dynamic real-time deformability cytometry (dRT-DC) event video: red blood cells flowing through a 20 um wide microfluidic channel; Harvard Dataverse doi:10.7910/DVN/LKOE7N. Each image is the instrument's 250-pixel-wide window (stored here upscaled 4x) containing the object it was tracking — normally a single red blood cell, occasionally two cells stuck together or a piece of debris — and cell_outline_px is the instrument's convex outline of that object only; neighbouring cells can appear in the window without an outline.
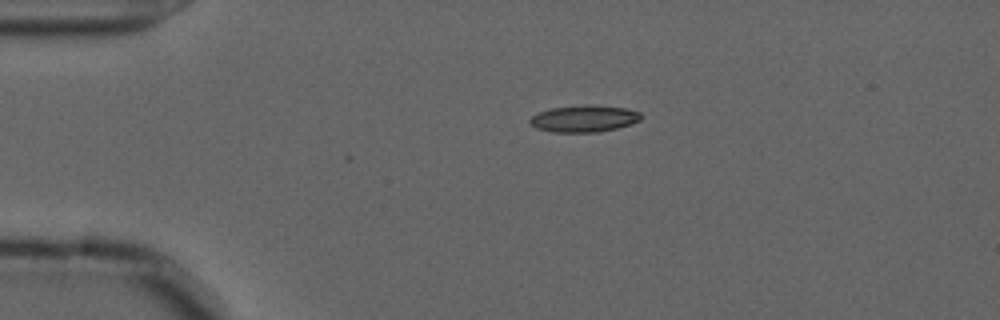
{"species": "common noctule bat (a hibernating species)", "species_latin": "Nyctalus noctula", "temperature_condition": "cold", "stored_images_in_passage": 37, "camera_frame_rate_fps": 3000, "um_per_image_px": 0.085, "animal": {"sex": "male", "forearm_length_mm": 52.5}, "frame": {"image": 1, "passage_image": 1, "time_ms": 0.0, "image_size_px": [1000, 320], "cell_outline_px": [[640, 120], [616, 128], [600, 132], [552, 132], [536, 128], [528, 124], [528, 120], [532, 116], [540, 112], [552, 108], [584, 104], [592, 104], [624, 108], [640, 112]], "centroid_in_image_um": [49.59, 10.08], "position_along_channel_um": 35.4, "area_um2": 17.34}}
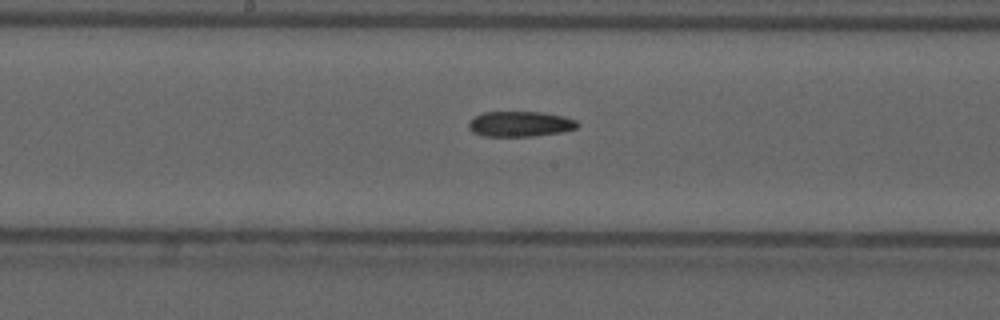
{"frame": {"image": 2, "passage_image": 18, "time_ms": 5.667, "image_size_px": [1000, 320], "cell_outline_px": [[580, 124], [576, 128], [560, 132], [532, 136], [484, 136], [472, 132], [468, 128], [468, 124], [476, 116], [484, 112], [540, 112], [564, 116], [576, 120]], "centroid_in_image_um": [44.21, 10.54], "position_along_channel_um": 204.0, "area_um2": 15.95}}
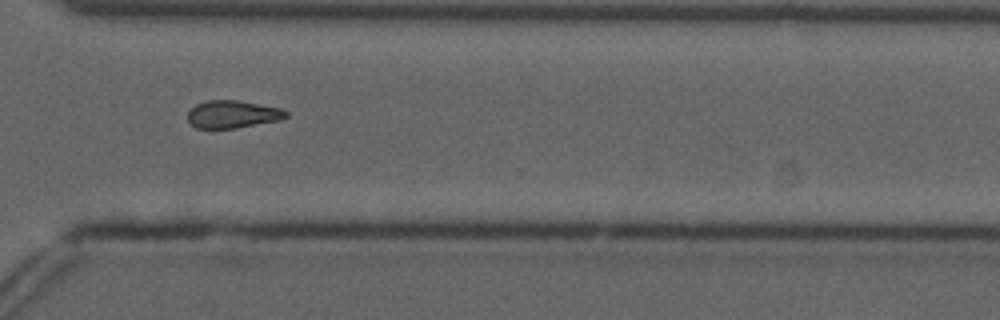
{"frame": {"image": 3, "passage_image": 30, "time_ms": 9.667, "image_size_px": [1000, 320], "cell_outline_px": [[288, 116], [280, 120], [236, 128], [196, 128], [188, 120], [188, 112], [196, 104], [208, 100], [236, 100], [280, 108], [288, 112]], "centroid_in_image_um": [19.77, 9.71], "position_along_channel_um": 350.8, "area_um2": 15.66}, "authors_computed_cell_mechanics": {"area_um2": 16.473, "velocity_mm_per_s": 3.6809, "shape_relaxation_time_tau1_ms": null, "shape_relaxation_time_tau2_ms": 10.2392, "deformation_change_tau1": null, "deformation_change_tau2": 0.1856}}